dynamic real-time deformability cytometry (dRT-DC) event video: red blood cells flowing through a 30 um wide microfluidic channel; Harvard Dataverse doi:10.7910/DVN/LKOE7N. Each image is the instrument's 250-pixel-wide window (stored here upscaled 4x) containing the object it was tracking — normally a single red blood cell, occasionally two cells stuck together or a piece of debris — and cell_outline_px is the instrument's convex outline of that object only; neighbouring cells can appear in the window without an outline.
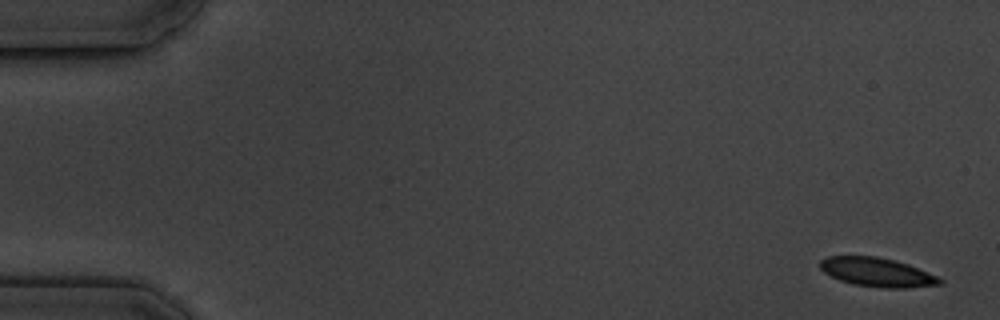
{"species": "common noctule bat (a hibernating species)", "species_latin": "Nyctalus noctula", "temperature_condition": "cold", "stored_images_in_passage": 6, "segment_of_instrument_passage": [1, 2], "camera_frame_rate_fps": 3000, "um_per_image_px": 0.085, "animal": {"sex": "male", "body_mass_g": 19.5, "forearm_length_mm": 54.6}, "frame": {"image": 1, "passage_image": 1, "time_ms": 0.0, "image_size_px": [1000, 320], "cell_outline_px": [[944, 284], [908, 288], [888, 288], [852, 284], [840, 280], [824, 272], [820, 268], [820, 260], [828, 256], [876, 256], [896, 260], [908, 264], [936, 276], [944, 280]], "centroid_in_image_um": [74.57, 23.14], "position_along_channel_um": 10.4, "area_um2": 20.17}}
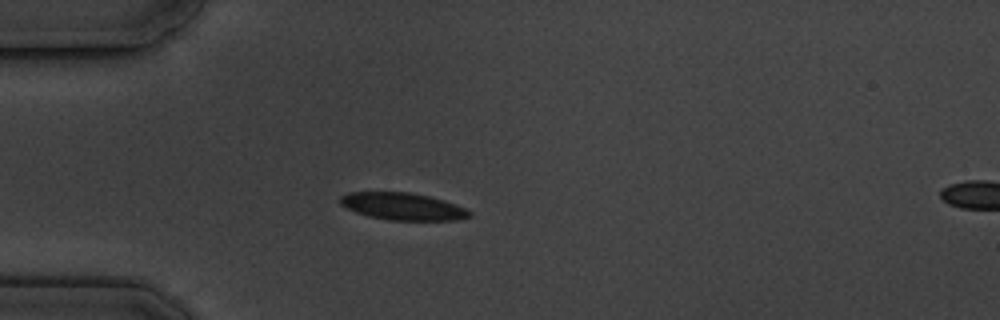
{"frame": {"image": 2, "passage_image": 5, "time_ms": 4.667, "image_size_px": [1000, 320], "cell_outline_px": [[472, 216], [456, 220], [388, 220], [368, 216], [356, 212], [340, 204], [340, 196], [348, 192], [408, 192], [428, 196], [444, 200], [464, 208], [472, 212]], "centroid_in_image_um": [34.23, 17.54], "position_along_channel_um": 50.8, "area_um2": 20.4}}